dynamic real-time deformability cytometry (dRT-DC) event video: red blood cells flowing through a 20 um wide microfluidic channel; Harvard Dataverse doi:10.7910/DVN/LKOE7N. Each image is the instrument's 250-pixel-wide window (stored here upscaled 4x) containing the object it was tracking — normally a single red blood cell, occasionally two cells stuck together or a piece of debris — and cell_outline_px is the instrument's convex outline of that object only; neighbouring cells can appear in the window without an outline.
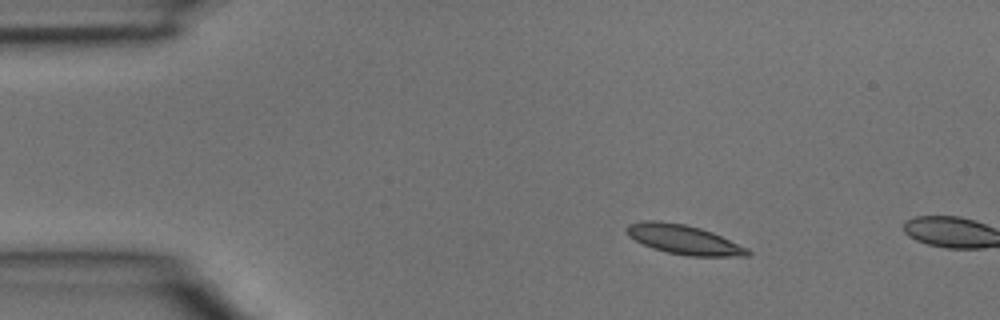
{"species": "common noctule bat (a hibernating species)", "species_latin": "Nyctalus noctula", "temperature_condition": "room temperature", "stored_images_in_passage": 2, "camera_frame_rate_fps": 3000, "um_per_image_px": 0.085, "animal": {"sex": "male", "body_mass_g": 15.6}, "frame": {"image": 1, "passage_image": 1, "time_ms": 0.0, "image_size_px": [1000, 320], "cell_outline_px": [[752, 252], [748, 256], [688, 256], [668, 252], [652, 248], [628, 236], [624, 228], [628, 224], [644, 220], [660, 220], [684, 224], [700, 228], [712, 232], [748, 248]], "centroid_in_image_um": [58.1, 20.35], "position_along_channel_um": 26.9, "area_um2": 20.75}}